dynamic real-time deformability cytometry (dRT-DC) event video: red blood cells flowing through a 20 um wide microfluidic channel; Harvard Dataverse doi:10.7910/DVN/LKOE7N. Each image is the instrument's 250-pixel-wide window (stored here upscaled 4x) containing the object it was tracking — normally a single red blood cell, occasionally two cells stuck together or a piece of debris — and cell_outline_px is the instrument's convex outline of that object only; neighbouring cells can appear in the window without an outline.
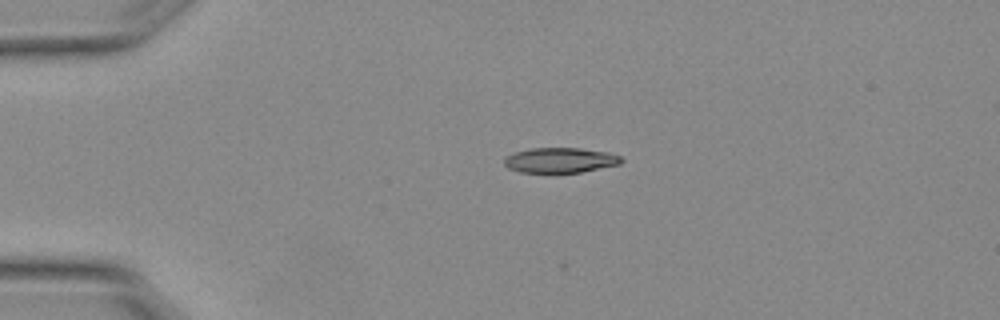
{"species": "Egyptian fruit bat (a non-hibernating species)", "species_latin": "Rousettus aegyptiacus", "temperature_condition": "warm", "stored_images_in_passage": 5, "camera_frame_rate_fps": 3000, "um_per_image_px": 0.085, "animal": {"sex": "female"}, "frame": {"image": 1, "passage_image": 3, "time_ms": 0.667, "image_size_px": [1000, 320], "cell_outline_px": [[624, 160], [620, 164], [580, 172], [552, 176], [548, 176], [520, 172], [508, 168], [504, 164], [504, 156], [512, 152], [528, 148], [580, 148], [608, 152], [620, 156]], "centroid_in_image_um": [47.53, 13.66], "position_along_channel_um": 37.5, "area_um2": 18.15}}